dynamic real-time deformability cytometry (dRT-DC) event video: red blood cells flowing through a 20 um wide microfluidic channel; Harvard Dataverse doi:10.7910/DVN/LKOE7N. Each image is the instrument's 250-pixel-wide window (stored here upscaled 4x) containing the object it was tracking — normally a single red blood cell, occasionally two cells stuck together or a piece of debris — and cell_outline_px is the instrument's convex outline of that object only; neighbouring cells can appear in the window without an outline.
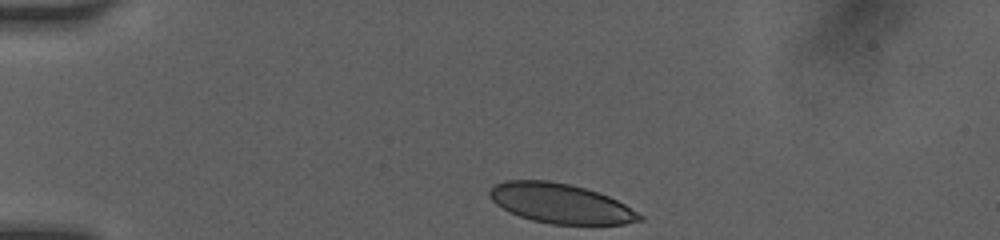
{"species": "human", "species_latin": "Homo sapiens", "temperature_condition": "room temperature", "stored_images_in_passage": 34, "camera_frame_rate_fps": 3000, "um_per_image_px": 0.085, "donor": {"sex": "female"}, "frame": {"image": 1, "passage_image": 1, "time_ms": 0.0, "image_size_px": [1000, 240], "cell_outline_px": [[644, 220], [624, 224], [552, 224], [532, 220], [520, 216], [496, 204], [488, 196], [488, 192], [496, 184], [504, 180], [548, 180], [568, 184], [584, 188], [608, 196], [624, 204], [644, 216]], "centroid_in_image_um": [47.65, 17.29], "position_along_channel_um": 37.4, "area_um2": 34.39}}
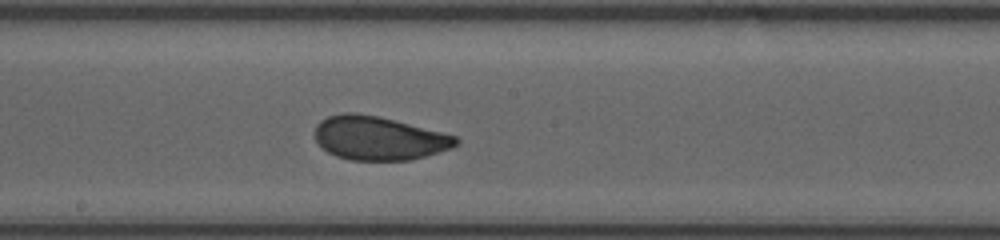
{"frame": {"image": 2, "passage_image": 18, "time_ms": 5.667, "image_size_px": [1000, 240], "cell_outline_px": [[460, 144], [452, 148], [412, 160], [352, 160], [336, 156], [328, 152], [316, 140], [316, 124], [320, 120], [328, 116], [344, 112], [356, 112], [376, 116], [456, 136], [460, 140]], "centroid_in_image_um": [32.2, 11.75], "position_along_channel_um": 216.0, "area_um2": 35.6}}
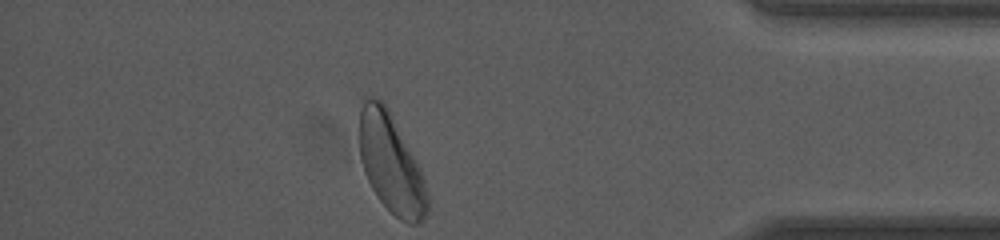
{"frame": {"image": 3, "passage_image": 34, "time_ms": 11.0, "image_size_px": [1000, 240], "cell_outline_px": [[428, 216], [416, 224], [408, 224], [400, 220], [380, 200], [372, 188], [364, 172], [360, 156], [360, 112], [364, 100], [380, 100], [384, 104], [420, 168], [424, 180], [428, 196]], "centroid_in_image_um": [33.26, 14.01], "position_along_channel_um": 401.9, "area_um2": 38.15}, "authors_computed_cell_mechanics": {"area_um2": 35.9805, "velocity_mm_per_s": 4.0885, "shape_relaxation_time_tau1_ms": 3.7973, "shape_relaxation_time_tau2_ms": 0.5839, "deformation_change_tau1": 0.1062, "deformation_change_tau2": 0.0636}}